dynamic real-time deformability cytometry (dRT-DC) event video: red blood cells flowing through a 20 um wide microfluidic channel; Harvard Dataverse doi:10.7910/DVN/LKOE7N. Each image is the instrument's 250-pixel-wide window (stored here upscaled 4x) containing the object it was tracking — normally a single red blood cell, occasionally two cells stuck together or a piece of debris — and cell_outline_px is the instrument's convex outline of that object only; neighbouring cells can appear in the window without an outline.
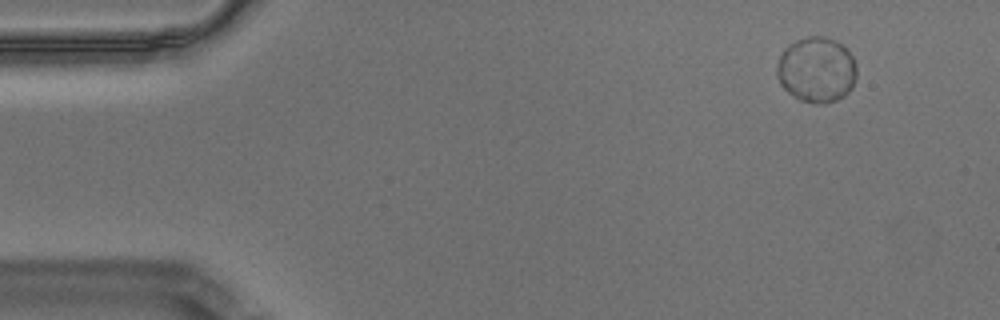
{"species": "Egyptian fruit bat (a non-hibernating species)", "species_latin": "Rousettus aegyptiacus", "temperature_condition": "warm", "stored_images_in_passage": 17, "camera_frame_rate_fps": 3000, "um_per_image_px": 0.085, "animal": {"sex": "male"}, "frame": {"image": 1, "passage_image": 1, "time_ms": 0.0, "image_size_px": [1000, 320], "cell_outline_px": [[856, 80], [852, 88], [844, 96], [836, 100], [824, 104], [816, 104], [800, 100], [788, 92], [780, 84], [776, 76], [776, 64], [784, 48], [788, 44], [796, 40], [808, 36], [824, 36], [836, 40], [844, 44], [852, 56], [856, 64]], "centroid_in_image_um": [69.41, 5.92], "position_along_channel_um": 15.6, "area_um2": 30.98}}
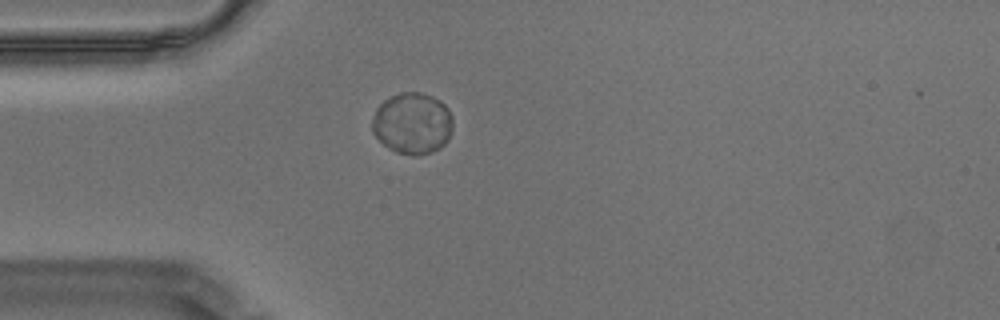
{"frame": {"image": 2, "passage_image": 12, "time_ms": 3.667, "image_size_px": [1000, 320], "cell_outline_px": [[452, 128], [448, 140], [440, 148], [432, 152], [416, 156], [412, 156], [396, 152], [388, 148], [372, 132], [372, 116], [376, 108], [384, 100], [400, 92], [420, 92], [432, 96], [440, 100], [448, 108], [452, 116]], "centroid_in_image_um": [35.05, 10.49], "position_along_channel_um": 49.9, "area_um2": 29.13}}